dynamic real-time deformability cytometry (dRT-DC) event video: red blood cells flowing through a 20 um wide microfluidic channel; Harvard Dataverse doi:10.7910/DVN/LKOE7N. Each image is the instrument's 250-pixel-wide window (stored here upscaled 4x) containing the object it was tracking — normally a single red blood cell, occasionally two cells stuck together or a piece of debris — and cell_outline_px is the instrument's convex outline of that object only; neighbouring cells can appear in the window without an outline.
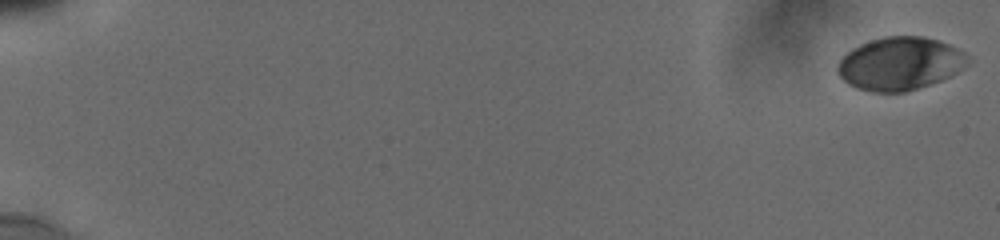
{"species": "human", "species_latin": "Homo sapiens", "temperature_condition": "cold", "stored_images_in_passage": 7, "camera_frame_rate_fps": 3000, "um_per_image_px": 0.085, "donor": {"sex": "male"}, "frame": {"image": 1, "passage_image": 1, "time_ms": 0.0, "image_size_px": [1000, 240], "cell_outline_px": [[968, 64], [956, 72], [940, 80], [904, 92], [872, 92], [856, 88], [848, 84], [840, 76], [836, 68], [840, 60], [852, 48], [860, 44], [884, 36], [924, 36], [948, 44], [964, 52], [968, 60]], "centroid_in_image_um": [76.46, 5.4], "position_along_channel_um": 8.5, "area_um2": 39.77}}